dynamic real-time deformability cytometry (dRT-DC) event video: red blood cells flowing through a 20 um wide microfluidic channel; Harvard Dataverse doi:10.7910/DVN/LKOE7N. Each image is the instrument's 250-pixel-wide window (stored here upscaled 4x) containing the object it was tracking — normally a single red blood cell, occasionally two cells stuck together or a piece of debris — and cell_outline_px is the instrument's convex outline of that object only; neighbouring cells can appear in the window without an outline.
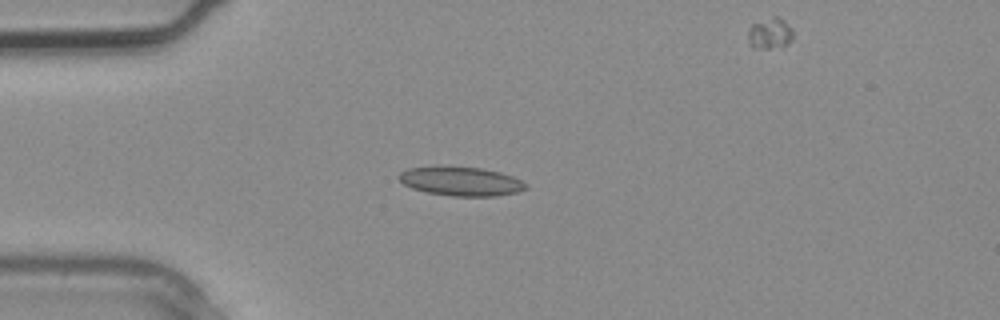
{"species": "common noctule bat (a hibernating species)", "species_latin": "Nyctalus noctula", "temperature_condition": "warm", "stored_images_in_passage": 2, "camera_frame_rate_fps": 3000, "um_per_image_px": 0.085, "animal": {"sex": "male", "body_mass_g": 20.4}, "frame": {"image": 1, "passage_image": 1, "time_ms": 0.0, "image_size_px": [1000, 320], "cell_outline_px": [[528, 188], [516, 192], [496, 196], [452, 196], [424, 192], [412, 188], [404, 184], [396, 176], [400, 172], [408, 168], [440, 164], [480, 168], [500, 172], [512, 176], [528, 184]], "centroid_in_image_um": [39.13, 15.38], "position_along_channel_um": 45.9, "area_um2": 22.02}}